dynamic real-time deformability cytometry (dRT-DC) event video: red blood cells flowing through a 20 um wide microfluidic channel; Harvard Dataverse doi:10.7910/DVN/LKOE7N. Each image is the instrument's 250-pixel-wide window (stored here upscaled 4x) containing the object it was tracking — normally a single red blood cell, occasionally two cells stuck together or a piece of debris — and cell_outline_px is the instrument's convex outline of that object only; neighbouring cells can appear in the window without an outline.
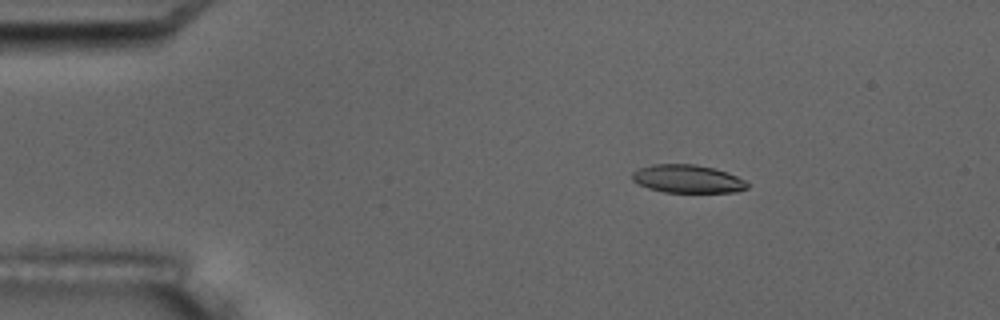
{"species": "common noctule bat (a hibernating species)", "species_latin": "Nyctalus noctula", "temperature_condition": "room temperature", "stored_images_in_passage": 15, "camera_frame_rate_fps": 3000, "um_per_image_px": 0.085, "animal": {"sex": "male", "body_mass_g": 17.5, "forearm_length_mm": 52.3}, "frame": {"image": 1, "passage_image": 3, "time_ms": 2.333, "image_size_px": [1000, 320], "cell_outline_px": [[748, 188], [736, 192], [664, 192], [648, 188], [632, 180], [632, 172], [640, 168], [652, 164], [696, 164], [728, 172], [744, 180], [748, 184]], "centroid_in_image_um": [58.44, 15.2], "position_along_channel_um": 26.6, "area_um2": 18.79}, "authors_computed_cell_mechanics": {"area_um2": 19.941, "velocity_mm_per_s": 3.4816, "shape_relaxation_time_tau1_ms": 7.5349, "shape_relaxation_time_tau2_ms": 3.5763, "deformation_change_tau1": 0.1808, "deformation_change_tau2": 0.1074}}